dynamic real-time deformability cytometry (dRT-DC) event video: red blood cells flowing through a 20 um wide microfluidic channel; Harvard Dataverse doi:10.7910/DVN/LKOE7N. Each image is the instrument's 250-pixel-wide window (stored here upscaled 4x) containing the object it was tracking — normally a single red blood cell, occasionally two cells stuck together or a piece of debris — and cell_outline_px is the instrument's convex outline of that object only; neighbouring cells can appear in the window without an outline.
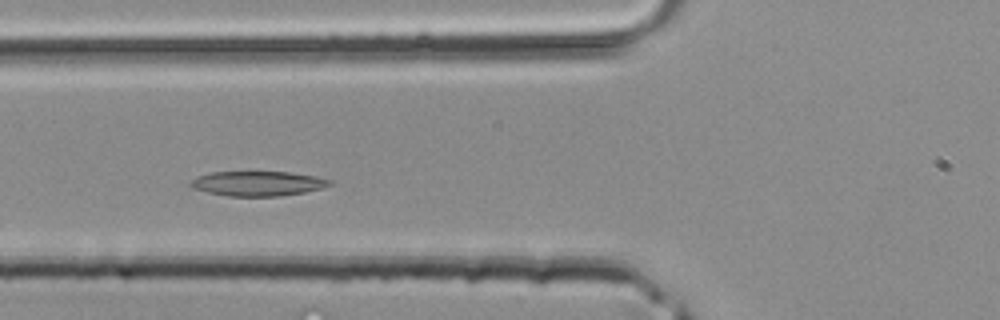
{"species": "common noctule bat (a hibernating species)", "species_latin": "Nyctalus noctula", "temperature_condition": "room temperature", "stored_images_in_passage": 16, "camera_frame_rate_fps": 3000, "um_per_image_px": 0.085, "animal": {"sex": "male", "body_mass_g": 20.4}, "frame": {"image": 1, "passage_image": 10, "time_ms": 3.0, "image_size_px": [1000, 320], "cell_outline_px": [[332, 184], [324, 188], [304, 192], [280, 196], [228, 196], [208, 192], [192, 188], [188, 184], [196, 176], [212, 172], [292, 172], [316, 176], [332, 180]], "centroid_in_image_um": [21.93, 15.59], "position_along_channel_um": 103.9, "area_um2": 20.17}}
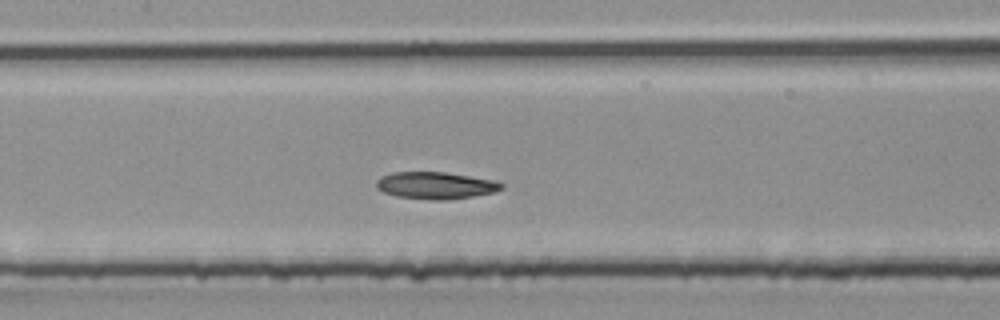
{"frame": {"image": 2, "passage_image": 14, "time_ms": 4.333, "image_size_px": [1000, 320], "cell_outline_px": [[504, 188], [496, 192], [472, 196], [444, 200], [432, 200], [396, 196], [384, 192], [376, 188], [376, 180], [380, 176], [392, 172], [444, 172], [496, 180], [504, 184]], "centroid_in_image_um": [37.03, 15.76], "position_along_channel_um": 170.4, "area_um2": 19.83}}
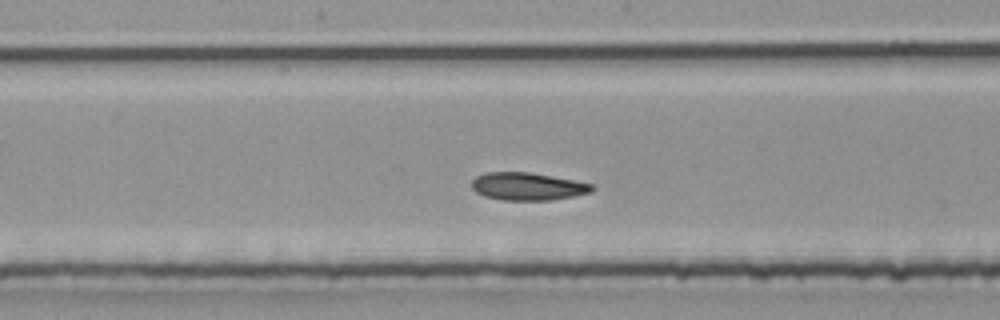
{"frame": {"image": 3, "passage_image": 16, "time_ms": 5.0, "image_size_px": [1000, 320], "cell_outline_px": [[596, 188], [592, 192], [552, 200], [504, 200], [484, 196], [476, 192], [472, 188], [472, 180], [476, 176], [484, 172], [528, 172], [552, 176], [592, 184]], "centroid_in_image_um": [44.83, 15.84], "position_along_channel_um": 203.4, "area_um2": 19.36}}